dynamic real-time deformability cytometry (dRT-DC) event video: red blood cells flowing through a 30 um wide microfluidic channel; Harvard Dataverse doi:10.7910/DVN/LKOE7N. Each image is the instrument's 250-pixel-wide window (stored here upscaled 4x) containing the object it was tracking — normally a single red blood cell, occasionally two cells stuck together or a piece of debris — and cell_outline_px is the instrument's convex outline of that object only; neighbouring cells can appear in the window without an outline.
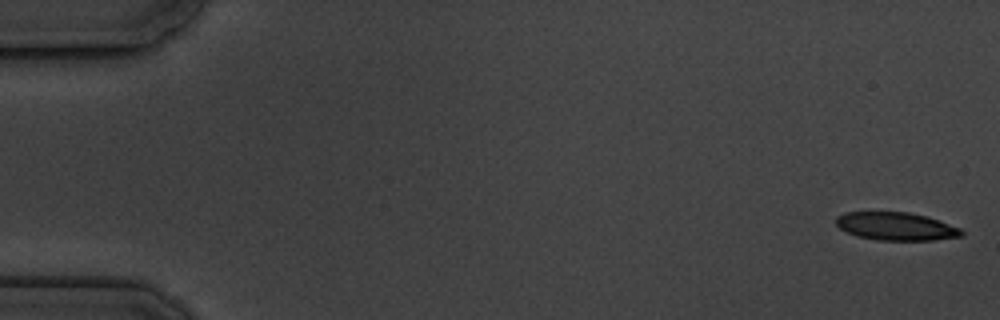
{"species": "common noctule bat (a hibernating species)", "species_latin": "Nyctalus noctula", "temperature_condition": "cold", "stored_images_in_passage": 16, "camera_frame_rate_fps": 3000, "um_per_image_px": 0.085, "animal": {"sex": "male", "body_mass_g": 19.5, "forearm_length_mm": 54.6}, "frame": {"image": 1, "passage_image": 1, "time_ms": 0.0, "image_size_px": [1000, 320], "cell_outline_px": [[964, 236], [932, 240], [880, 240], [856, 236], [840, 228], [836, 224], [836, 216], [844, 212], [908, 212], [928, 216], [960, 228], [964, 232]], "centroid_in_image_um": [76.18, 19.23], "position_along_channel_um": 8.8, "area_um2": 20.52}}
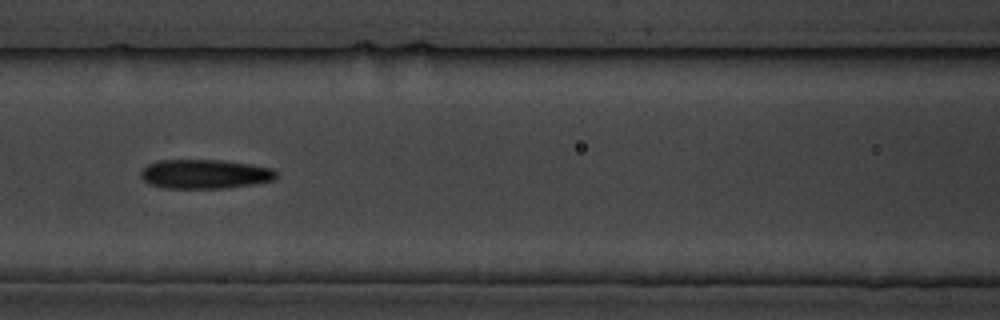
{"frame": {"image": 2, "passage_image": 7, "time_ms": 8.0, "image_size_px": [1000, 320], "cell_outline_px": [[276, 176], [272, 180], [252, 184], [228, 188], [164, 188], [152, 184], [144, 180], [140, 176], [140, 172], [148, 164], [160, 160], [224, 160], [252, 164], [272, 168], [276, 172]], "centroid_in_image_um": [17.42, 14.79], "position_along_channel_um": 149.2, "area_um2": 23.0}, "authors_computed_cell_mechanics": {"area_um2": 22.1085, "velocity_mm_per_s": 3.517, "shape_relaxation_time_tau1_ms": 4.9411, "shape_relaxation_time_tau2_ms": null, "deformation_change_tau1": 0.1313, "deformation_change_tau2": null}}